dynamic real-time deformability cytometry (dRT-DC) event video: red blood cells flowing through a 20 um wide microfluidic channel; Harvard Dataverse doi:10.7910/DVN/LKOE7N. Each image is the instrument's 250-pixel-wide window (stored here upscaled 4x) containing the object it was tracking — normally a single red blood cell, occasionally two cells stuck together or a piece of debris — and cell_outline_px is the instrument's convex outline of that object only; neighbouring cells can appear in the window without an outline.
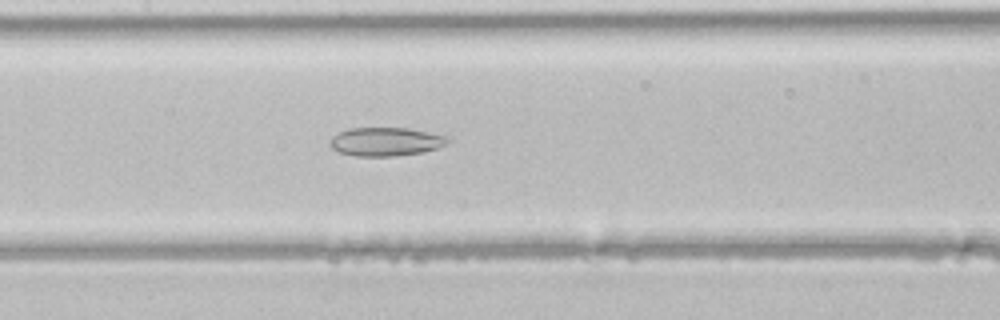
{"species": "common noctule bat (a hibernating species)", "species_latin": "Nyctalus noctula", "temperature_condition": "room temperature", "stored_images_in_passage": 46, "segment_of_instrument_passage": [2, 2], "camera_frame_rate_fps": 3000, "um_per_image_px": 0.085, "animal": {"sex": "male", "body_mass_g": 21.5, "forearm_length_mm": 52.0}, "frame": {"image": 1, "passage_image": 22, "time_ms": 7.0, "image_size_px": [1000, 320], "cell_outline_px": [[452, 140], [448, 144], [436, 148], [420, 152], [392, 156], [356, 156], [340, 152], [332, 148], [328, 144], [332, 136], [348, 128], [408, 128], [452, 136]], "centroid_in_image_um": [32.83, 12.03], "position_along_channel_um": 174.6, "area_um2": 19.77}}
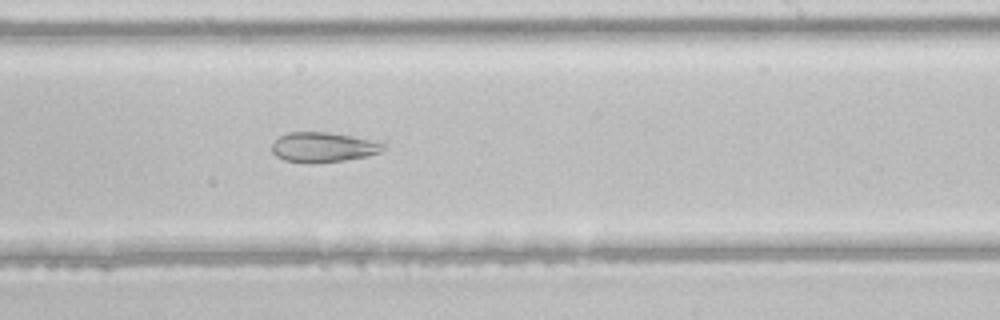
{"frame": {"image": 2, "passage_image": 28, "time_ms": 9.0, "image_size_px": [1000, 320], "cell_outline_px": [[384, 148], [380, 152], [364, 156], [344, 160], [312, 164], [304, 164], [284, 160], [276, 156], [272, 152], [272, 144], [280, 136], [288, 132], [328, 132], [352, 136], [384, 144]], "centroid_in_image_um": [27.39, 12.53], "position_along_channel_um": 261.6, "area_um2": 19.31}}
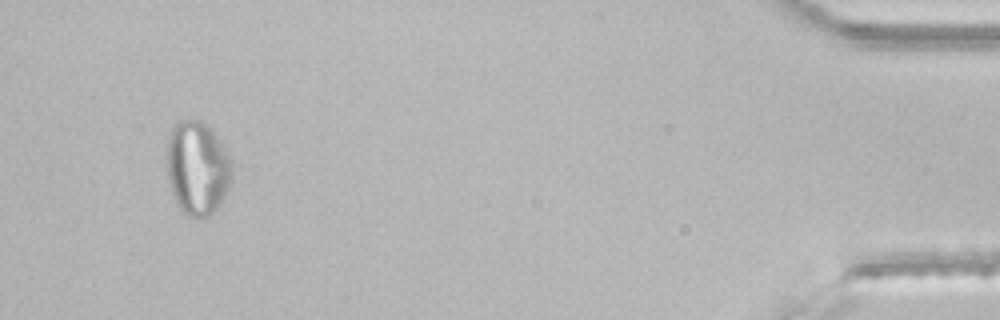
{"frame": {"image": 3, "passage_image": 44, "time_ms": 14.333, "image_size_px": [1000, 320], "cell_outline_px": [[232, 176], [228, 188], [220, 204], [208, 216], [200, 220], [196, 220], [188, 216], [176, 204], [172, 192], [168, 176], [168, 136], [172, 124], [176, 120], [196, 120], [204, 124], [220, 140], [232, 156]], "centroid_in_image_um": [16.79, 14.3], "position_along_channel_um": 418.4, "area_um2": 35.84}}